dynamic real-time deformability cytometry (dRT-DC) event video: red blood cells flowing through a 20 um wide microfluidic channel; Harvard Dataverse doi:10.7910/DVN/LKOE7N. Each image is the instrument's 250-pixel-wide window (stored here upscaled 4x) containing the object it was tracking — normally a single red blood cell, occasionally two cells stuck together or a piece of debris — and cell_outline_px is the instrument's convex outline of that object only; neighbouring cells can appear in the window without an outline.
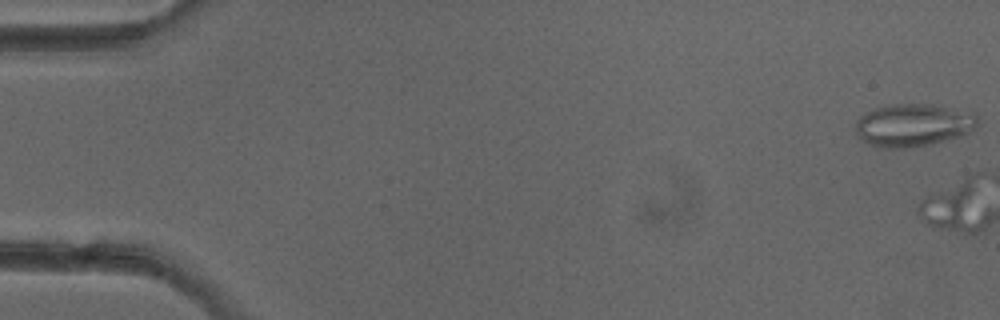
{"species": "common noctule bat (a hibernating species)", "species_latin": "Nyctalus noctula", "temperature_condition": "cold", "stored_images_in_passage": 5, "camera_frame_rate_fps": 3000, "um_per_image_px": 0.085, "animal": {"sex": "female"}, "frame": {"image": 1, "passage_image": 1, "time_ms": 0.0, "image_size_px": [1000, 320], "cell_outline_px": [[980, 124], [968, 132], [960, 136], [912, 148], [880, 148], [868, 144], [860, 140], [856, 132], [856, 120], [860, 116], [872, 108], [884, 104], [940, 104], [976, 112]], "centroid_in_image_um": [77.63, 10.61], "position_along_channel_um": 7.4, "area_um2": 31.21}}